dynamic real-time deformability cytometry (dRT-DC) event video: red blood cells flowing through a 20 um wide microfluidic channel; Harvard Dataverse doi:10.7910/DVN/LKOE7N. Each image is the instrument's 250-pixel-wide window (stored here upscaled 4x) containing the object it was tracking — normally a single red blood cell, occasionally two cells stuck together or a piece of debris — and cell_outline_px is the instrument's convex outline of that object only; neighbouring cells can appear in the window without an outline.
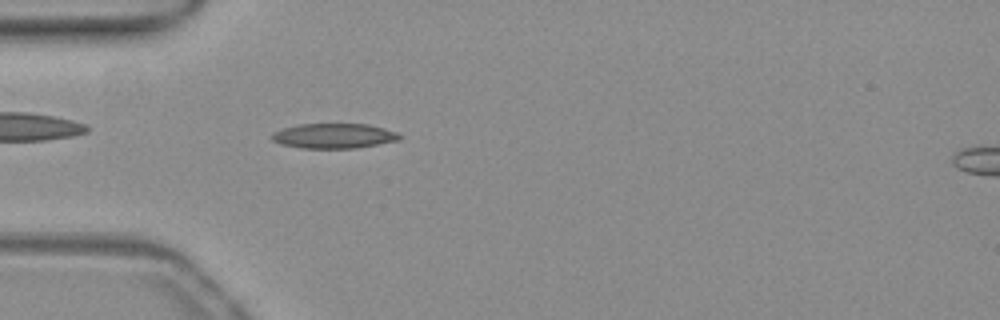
{"species": "common noctule bat (a hibernating species)", "species_latin": "Nyctalus noctula", "temperature_condition": "warm", "stored_images_in_passage": 52, "camera_frame_rate_fps": 3000, "um_per_image_px": 0.085, "animal": {"sex": "female", "body_mass_g": 19.3, "forearm_length_mm": 54.1}, "frame": {"image": 1, "passage_image": 15, "time_ms": 4.667, "image_size_px": [1000, 320], "cell_outline_px": [[400, 140], [356, 148], [300, 148], [280, 144], [272, 140], [272, 132], [284, 128], [300, 124], [368, 124], [384, 128], [396, 132], [400, 136]], "centroid_in_image_um": [28.36, 11.55], "position_along_channel_um": 56.6, "area_um2": 18.5}}
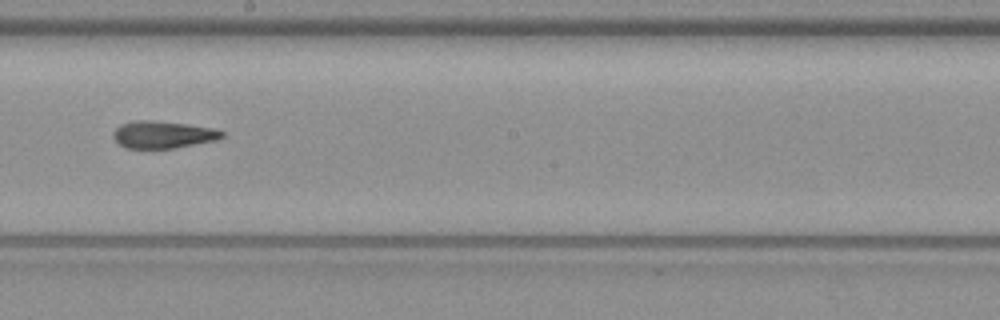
{"frame": {"image": 2, "passage_image": 29, "time_ms": 9.333, "image_size_px": [1000, 320], "cell_outline_px": [[224, 136], [216, 140], [172, 148], [124, 148], [112, 136], [112, 132], [120, 124], [136, 120], [152, 120], [188, 124], [216, 128], [224, 132]], "centroid_in_image_um": [13.84, 11.43], "position_along_channel_um": 234.4, "area_um2": 17.28}}
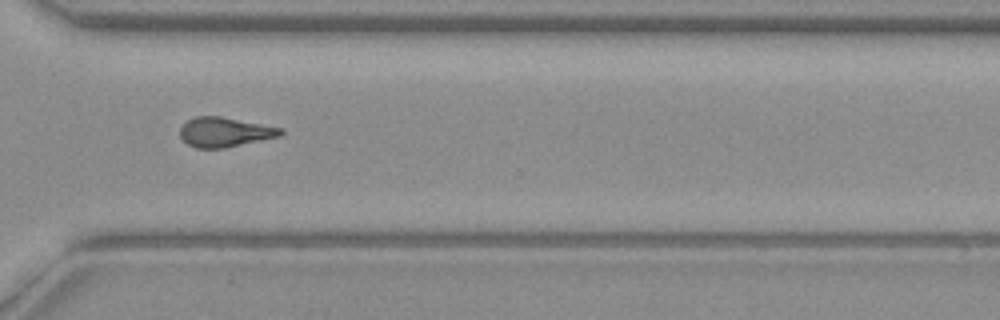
{"frame": {"image": 3, "passage_image": 38, "time_ms": 12.333, "image_size_px": [1000, 320], "cell_outline_px": [[284, 132], [280, 136], [224, 148], [196, 148], [188, 144], [180, 136], [180, 128], [188, 120], [196, 116], [220, 116], [284, 128]], "centroid_in_image_um": [19.12, 11.22], "position_along_channel_um": 351.5, "area_um2": 17.28}}